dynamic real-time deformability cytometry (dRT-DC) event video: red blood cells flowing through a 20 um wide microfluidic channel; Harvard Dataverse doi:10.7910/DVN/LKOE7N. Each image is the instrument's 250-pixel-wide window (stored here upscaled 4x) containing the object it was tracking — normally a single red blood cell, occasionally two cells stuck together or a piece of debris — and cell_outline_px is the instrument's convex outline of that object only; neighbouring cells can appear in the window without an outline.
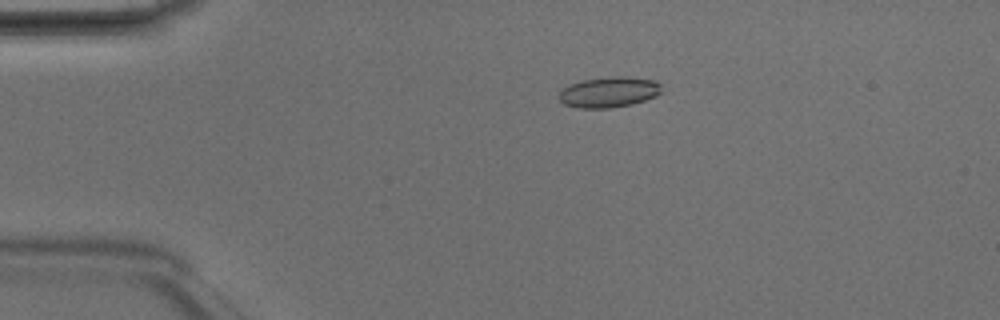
{"species": "Egyptian fruit bat (a non-hibernating species)", "species_latin": "Rousettus aegyptiacus", "temperature_condition": "room temperature", "stored_images_in_passage": 48, "camera_frame_rate_fps": 3000, "um_per_image_px": 0.085, "animal": {"sex": "male"}, "frame": {"image": 1, "passage_image": 10, "time_ms": 3.0, "image_size_px": [1000, 320], "cell_outline_px": [[660, 92], [656, 96], [632, 104], [608, 108], [576, 108], [564, 104], [560, 100], [560, 92], [564, 88], [580, 80], [616, 76], [620, 76], [652, 80], [660, 84]], "centroid_in_image_um": [51.74, 7.84], "position_along_channel_um": 33.3, "area_um2": 17.98}}
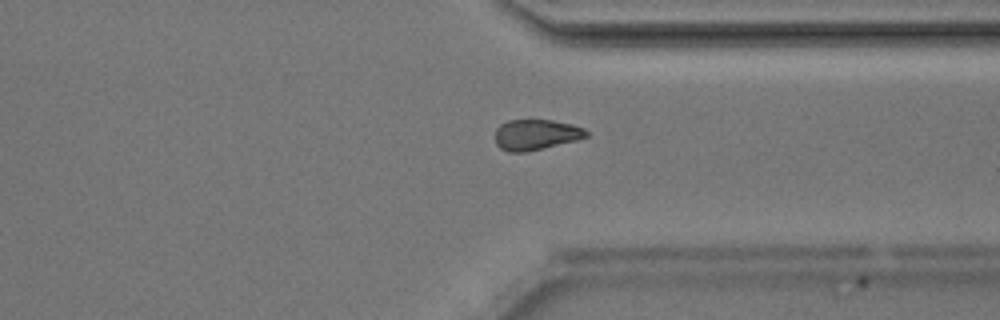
{"frame": {"image": 2, "passage_image": 37, "time_ms": 12.0, "image_size_px": [1000, 320], "cell_outline_px": [[588, 136], [576, 140], [524, 152], [508, 152], [500, 148], [496, 144], [496, 128], [500, 124], [508, 120], [552, 120], [572, 124], [584, 128], [588, 132]], "centroid_in_image_um": [45.54, 11.43], "position_along_channel_um": 365.9, "area_um2": 16.13}}
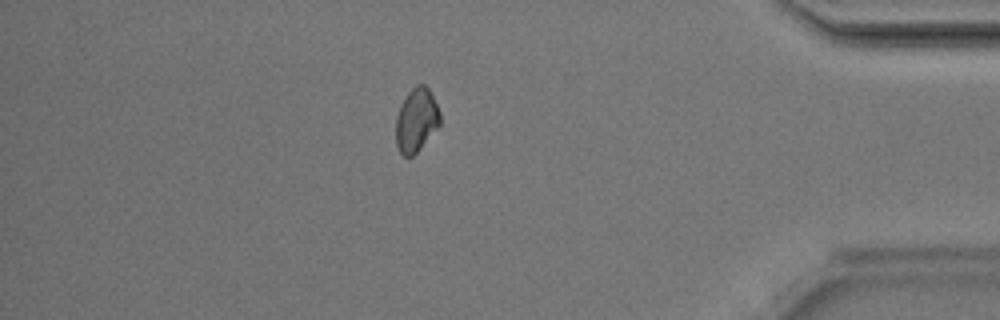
{"frame": {"image": 3, "passage_image": 42, "time_ms": 13.667, "image_size_px": [1000, 320], "cell_outline_px": [[440, 124], [420, 148], [412, 156], [404, 156], [400, 152], [396, 144], [396, 116], [408, 92], [416, 84], [424, 84], [428, 88], [440, 112]], "centroid_in_image_um": [35.38, 10.2], "position_along_channel_um": 399.8, "area_um2": 16.07}, "authors_computed_cell_mechanics": {"area_um2": 17.1666, "velocity_mm_per_s": 4.2001, "shape_relaxation_time_tau1_ms": 2.1626, "shape_relaxation_time_tau2_ms": 3.0746, "deformation_change_tau1": 0.0782, "deformation_change_tau2": 0.0661}}